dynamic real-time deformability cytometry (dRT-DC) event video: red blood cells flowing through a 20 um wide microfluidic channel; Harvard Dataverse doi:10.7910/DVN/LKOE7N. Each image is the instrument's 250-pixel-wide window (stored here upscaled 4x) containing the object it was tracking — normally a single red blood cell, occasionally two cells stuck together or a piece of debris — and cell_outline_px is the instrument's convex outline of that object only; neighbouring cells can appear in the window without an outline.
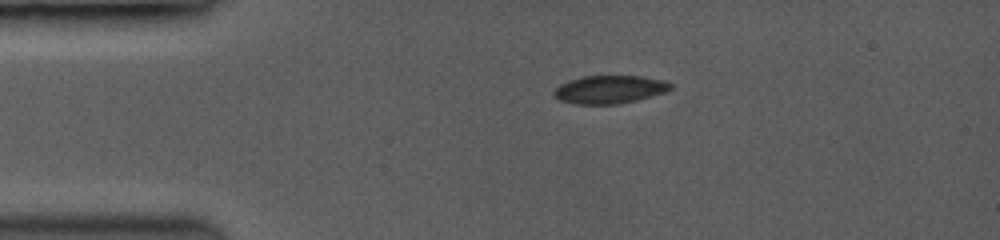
{"species": "common noctule bat (a hibernating species)", "species_latin": "Nyctalus noctula", "temperature_condition": "room temperature", "stored_images_in_passage": 10, "camera_frame_rate_fps": 3500, "um_per_image_px": 0.085, "animal": {"sex": "female", "body_mass_g": 19.0, "forearm_length_mm": 53.3}, "frame": {"image": 1, "passage_image": 1, "time_ms": 0.0, "image_size_px": [1000, 240], "cell_outline_px": [[672, 88], [668, 92], [620, 104], [576, 104], [560, 100], [552, 92], [560, 84], [584, 76], [640, 76], [660, 80], [672, 84]], "centroid_in_image_um": [51.84, 7.61], "position_along_channel_um": 33.2, "area_um2": 18.9}}
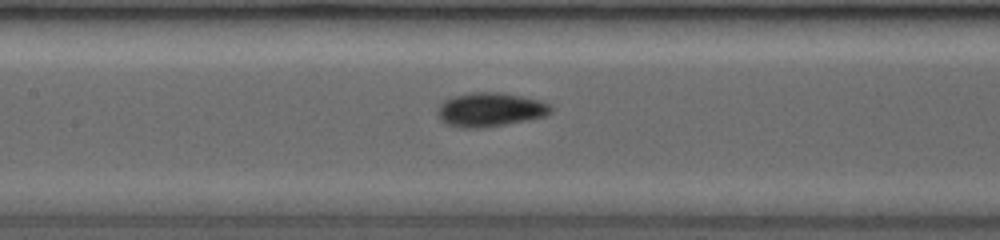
{"frame": {"image": 2, "passage_image": 8, "time_ms": 4.286, "image_size_px": [1000, 240], "cell_outline_px": [[552, 108], [544, 116], [484, 128], [460, 128], [448, 124], [440, 120], [440, 108], [448, 100], [460, 96], [484, 92], [492, 92], [520, 96], [536, 100], [548, 104]], "centroid_in_image_um": [41.69, 9.35], "position_along_channel_um": 165.7, "area_um2": 21.15}}
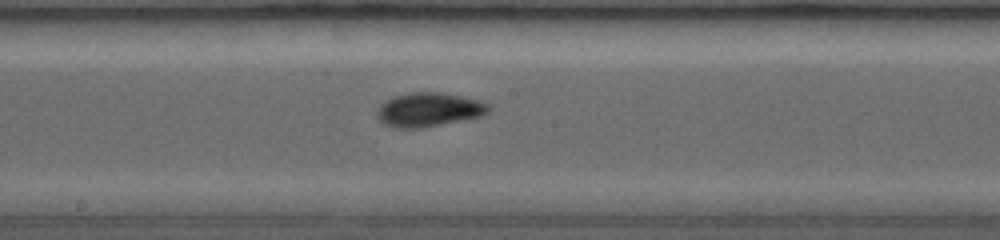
{"frame": {"image": 3, "passage_image": 10, "time_ms": 5.429, "image_size_px": [1000, 240], "cell_outline_px": [[488, 112], [480, 116], [424, 128], [396, 128], [384, 124], [380, 120], [380, 108], [388, 100], [396, 96], [416, 92], [440, 92], [476, 100], [484, 104], [488, 108]], "centroid_in_image_um": [36.45, 9.34], "position_along_channel_um": 211.8, "area_um2": 21.15}}